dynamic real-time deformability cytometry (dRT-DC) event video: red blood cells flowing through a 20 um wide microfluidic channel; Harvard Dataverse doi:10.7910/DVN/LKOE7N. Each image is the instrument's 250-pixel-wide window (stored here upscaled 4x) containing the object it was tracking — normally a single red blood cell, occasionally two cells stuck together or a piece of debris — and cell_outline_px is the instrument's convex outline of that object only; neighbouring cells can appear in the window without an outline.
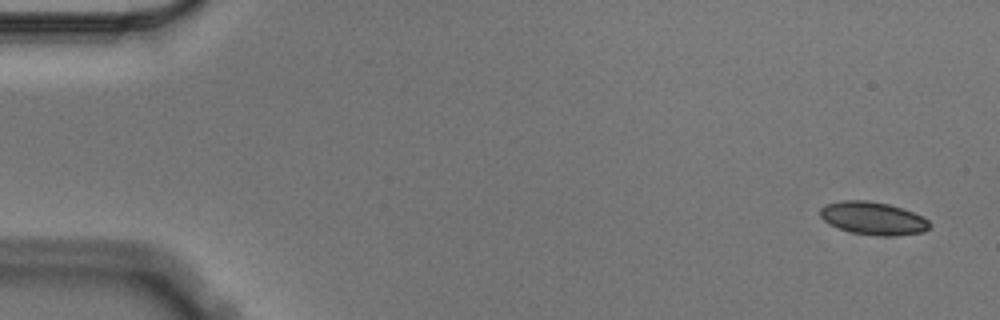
{"species": "Egyptian fruit bat (a non-hibernating species)", "species_latin": "Rousettus aegyptiacus", "temperature_condition": "cold", "stored_images_in_passage": 5, "camera_frame_rate_fps": 3000, "um_per_image_px": 0.085, "animal": {"sex": "male"}, "frame": {"image": 1, "passage_image": 1, "time_ms": 0.0, "image_size_px": [1000, 320], "cell_outline_px": [[932, 224], [924, 232], [896, 236], [876, 236], [852, 232], [836, 228], [828, 224], [820, 216], [820, 208], [824, 204], [840, 200], [868, 200], [888, 204], [912, 212], [928, 220]], "centroid_in_image_um": [74.17, 18.56], "position_along_channel_um": 10.8, "area_um2": 21.15}}